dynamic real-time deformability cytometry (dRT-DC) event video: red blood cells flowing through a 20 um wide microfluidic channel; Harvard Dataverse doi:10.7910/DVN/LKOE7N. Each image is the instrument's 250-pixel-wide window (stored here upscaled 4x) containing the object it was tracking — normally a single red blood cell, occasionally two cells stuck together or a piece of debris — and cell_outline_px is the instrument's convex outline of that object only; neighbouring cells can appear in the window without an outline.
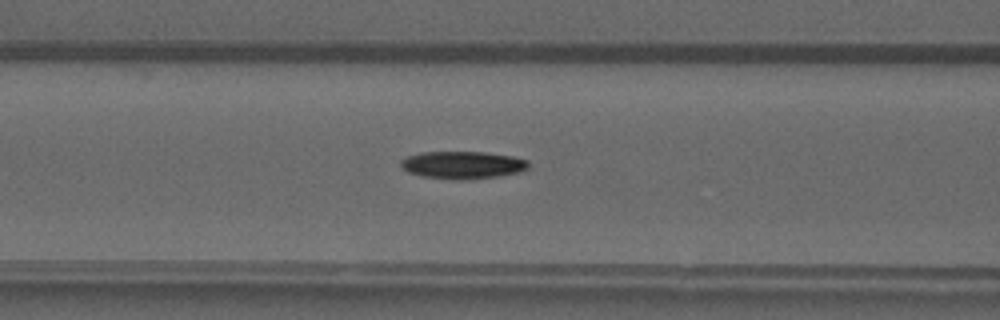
{"species": "common noctule bat (a hibernating species)", "species_latin": "Nyctalus noctula", "temperature_condition": "warm", "stored_images_in_passage": 50, "camera_frame_rate_fps": 3000, "um_per_image_px": 0.085, "animal": {"sex": "male", "forearm_length_mm": 52.5}, "frame": {"image": 1, "passage_image": 21, "time_ms": 6.667, "image_size_px": [1000, 320], "cell_outline_px": [[528, 168], [520, 172], [500, 176], [472, 180], [456, 180], [424, 176], [408, 172], [400, 164], [400, 160], [408, 156], [420, 152], [484, 152], [512, 156], [528, 160]], "centroid_in_image_um": [39.35, 14.03], "position_along_channel_um": 127.3, "area_um2": 20.58}}
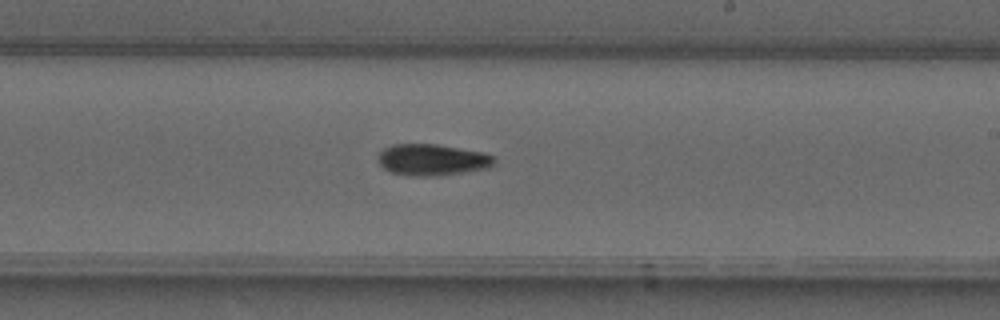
{"frame": {"image": 2, "passage_image": 30, "time_ms": 9.667, "image_size_px": [1000, 320], "cell_outline_px": [[496, 160], [488, 168], [464, 172], [432, 176], [408, 176], [392, 172], [384, 168], [376, 160], [376, 156], [384, 148], [392, 144], [436, 144], [484, 152], [492, 156]], "centroid_in_image_um": [36.7, 13.58], "position_along_channel_um": 252.3, "area_um2": 21.33}}
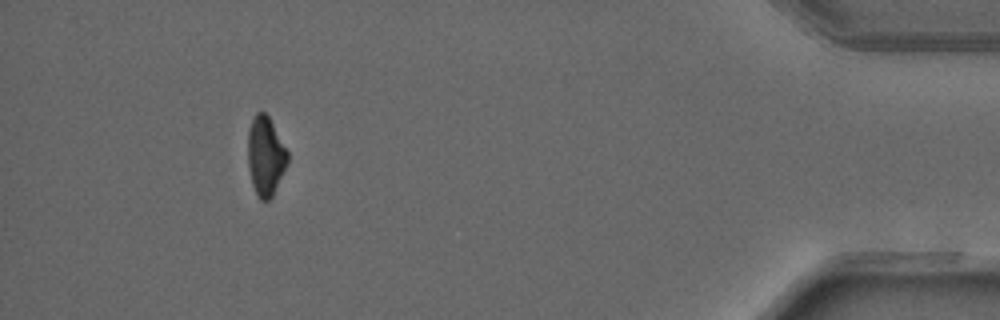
{"frame": {"image": 3, "passage_image": 46, "time_ms": 15.0, "image_size_px": [1000, 320], "cell_outline_px": [[288, 160], [272, 196], [268, 200], [260, 200], [256, 196], [252, 184], [248, 164], [248, 132], [252, 120], [256, 112], [264, 112], [268, 116], [288, 152]], "centroid_in_image_um": [22.55, 13.27], "position_along_channel_um": 412.7, "area_um2": 17.98}, "authors_computed_cell_mechanics": {"area_um2": 19.5075, "velocity_mm_per_s": 4.1782, "shape_relaxation_time_tau1_ms": 10.8718, "shape_relaxation_time_tau2_ms": null, "deformation_change_tau1": 0.2726, "deformation_change_tau2": null}}